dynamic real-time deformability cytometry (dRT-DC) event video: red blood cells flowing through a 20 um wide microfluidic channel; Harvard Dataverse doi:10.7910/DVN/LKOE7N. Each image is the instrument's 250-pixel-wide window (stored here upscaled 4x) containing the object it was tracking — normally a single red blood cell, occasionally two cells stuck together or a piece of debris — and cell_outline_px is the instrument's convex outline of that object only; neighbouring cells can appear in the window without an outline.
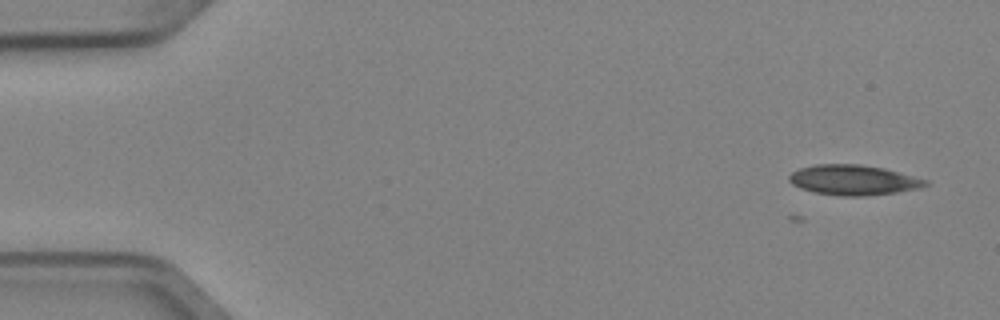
{"species": "Egyptian fruit bat (a non-hibernating species)", "species_latin": "Rousettus aegyptiacus", "temperature_condition": "cold", "stored_images_in_passage": 5, "camera_frame_rate_fps": 3000, "um_per_image_px": 0.085, "animal": {"sex": "female"}, "frame": {"image": 1, "passage_image": 1, "time_ms": 0.0, "image_size_px": [1000, 320], "cell_outline_px": [[932, 184], [920, 188], [896, 192], [864, 196], [840, 196], [812, 192], [800, 188], [792, 184], [788, 180], [788, 176], [792, 172], [800, 168], [816, 164], [860, 164], [884, 168], [928, 180]], "centroid_in_image_um": [72.54, 15.3], "position_along_channel_um": 12.5, "area_um2": 24.1}}
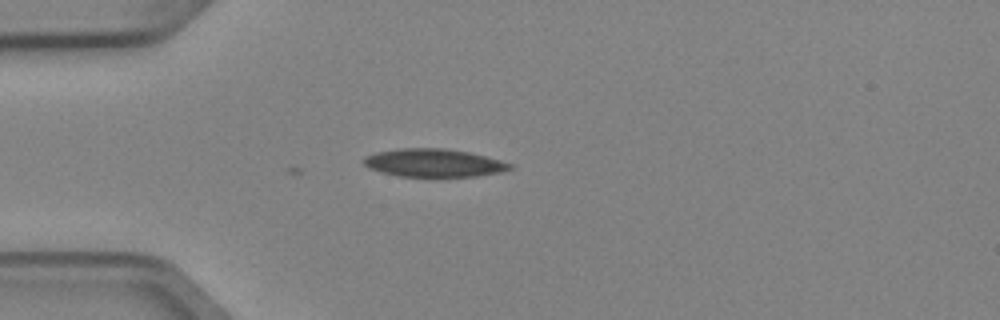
{"frame": {"image": 2, "passage_image": 4, "time_ms": 1.0, "image_size_px": [1000, 320], "cell_outline_px": [[516, 168], [500, 172], [476, 176], [400, 176], [380, 172], [368, 168], [360, 160], [364, 156], [376, 152], [396, 148], [444, 148], [468, 152], [500, 160], [512, 164]], "centroid_in_image_um": [36.83, 13.84], "position_along_channel_um": 48.2, "area_um2": 23.99}}